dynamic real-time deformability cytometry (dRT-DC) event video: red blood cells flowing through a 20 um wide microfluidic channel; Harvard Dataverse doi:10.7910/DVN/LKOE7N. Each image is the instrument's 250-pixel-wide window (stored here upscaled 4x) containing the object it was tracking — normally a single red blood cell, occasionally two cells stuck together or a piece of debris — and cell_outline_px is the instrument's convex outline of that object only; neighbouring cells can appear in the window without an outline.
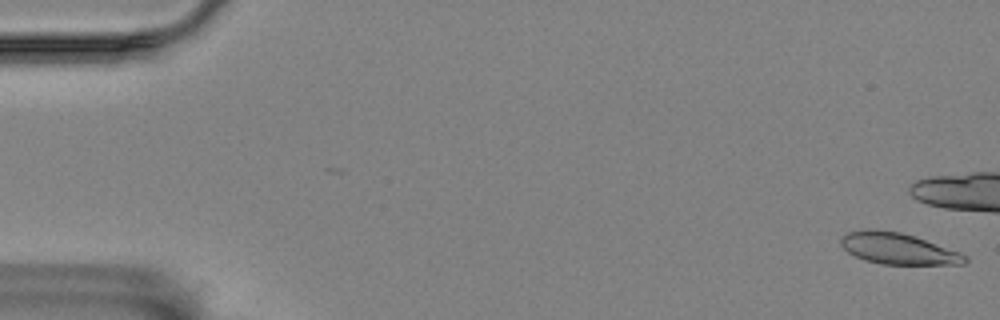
{"species": "Egyptian fruit bat (a non-hibernating species)", "species_latin": "Rousettus aegyptiacus", "temperature_condition": "room temperature", "stored_images_in_passage": 8, "camera_frame_rate_fps": 3000, "um_per_image_px": 0.085, "animal": {"sex": "female"}, "frame": {"image": 1, "passage_image": 1, "time_ms": 0.0, "image_size_px": [1000, 320], "cell_outline_px": [[968, 260], [964, 264], [880, 264], [864, 260], [848, 252], [840, 244], [840, 240], [848, 232], [864, 228], [876, 228], [900, 232], [916, 236], [960, 252], [968, 256]], "centroid_in_image_um": [76.34, 21.11], "position_along_channel_um": 8.7, "area_um2": 22.83}}